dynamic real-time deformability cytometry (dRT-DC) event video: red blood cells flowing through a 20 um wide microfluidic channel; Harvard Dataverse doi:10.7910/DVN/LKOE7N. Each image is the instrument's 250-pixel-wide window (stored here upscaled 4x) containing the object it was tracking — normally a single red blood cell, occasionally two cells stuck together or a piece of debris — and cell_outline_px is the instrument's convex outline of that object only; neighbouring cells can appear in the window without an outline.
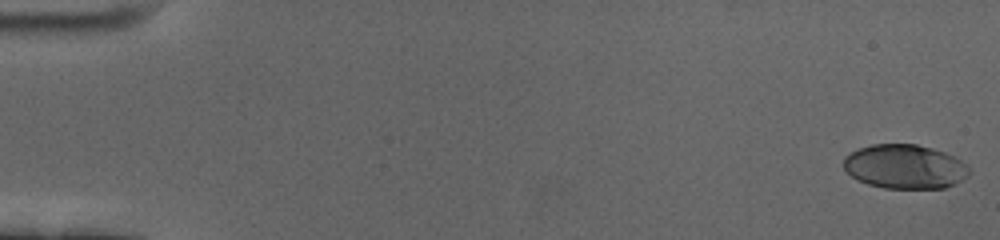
{"species": "human", "species_latin": "Homo sapiens", "temperature_condition": "cold", "stored_images_in_passage": 59, "camera_frame_rate_fps": 3000, "um_per_image_px": 0.085, "donor": {"sex": "female"}, "frame": {"image": 1, "passage_image": 1, "time_ms": 0.0, "image_size_px": [1000, 240], "cell_outline_px": [[968, 176], [944, 188], [884, 188], [868, 184], [856, 180], [844, 168], [844, 156], [856, 148], [872, 144], [916, 144], [932, 148], [944, 152], [968, 164]], "centroid_in_image_um": [76.87, 14.15], "position_along_channel_um": 8.1, "area_um2": 32.31}}
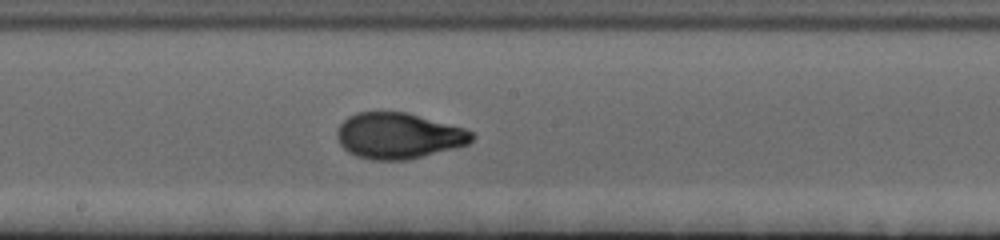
{"frame": {"image": 2, "passage_image": 33, "time_ms": 10.667, "image_size_px": [1000, 240], "cell_outline_px": [[476, 136], [468, 144], [408, 160], [372, 160], [356, 156], [348, 152], [340, 144], [336, 136], [336, 132], [340, 124], [348, 116], [356, 112], [408, 112], [464, 128], [472, 132]], "centroid_in_image_um": [33.85, 11.54], "position_along_channel_um": 214.3, "area_um2": 36.13}}
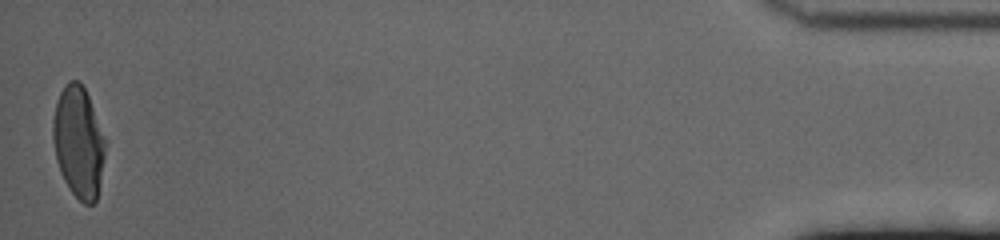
{"frame": {"image": 3, "passage_image": 59, "time_ms": 19.333, "image_size_px": [1000, 240], "cell_outline_px": [[104, 156], [96, 200], [92, 204], [84, 204], [72, 192], [64, 180], [60, 172], [56, 160], [52, 136], [52, 120], [56, 100], [60, 92], [68, 80], [76, 80], [84, 88], [88, 96], [104, 136]], "centroid_in_image_um": [6.63, 12.06], "position_along_channel_um": 428.6, "area_um2": 33.52}, "authors_computed_cell_mechanics": {"area_um2": 34.391, "velocity_mm_per_s": 3.4487, "shape_relaxation_time_tau1_ms": 5.0863, "shape_relaxation_time_tau2_ms": 0.9981, "deformation_change_tau1": 0.2379, "deformation_change_tau2": 0.0592}}